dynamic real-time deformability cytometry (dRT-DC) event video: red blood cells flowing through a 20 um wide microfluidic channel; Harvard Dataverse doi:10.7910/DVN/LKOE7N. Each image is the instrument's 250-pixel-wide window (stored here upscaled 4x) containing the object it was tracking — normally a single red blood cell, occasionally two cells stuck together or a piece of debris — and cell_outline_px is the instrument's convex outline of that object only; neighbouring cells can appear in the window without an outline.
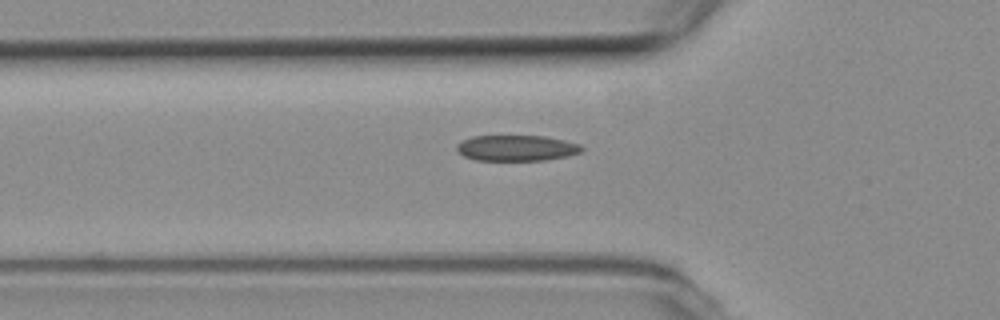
{"species": "common noctule bat (a hibernating species)", "species_latin": "Nyctalus noctula", "temperature_condition": "room temperature", "stored_images_in_passage": 29, "camera_frame_rate_fps": 3000, "um_per_image_px": 0.085, "animal": {"sex": "female", "body_mass_g": 19.3, "forearm_length_mm": 54.1}, "frame": {"image": 1, "passage_image": 6, "time_ms": 1.667, "image_size_px": [1000, 320], "cell_outline_px": [[584, 148], [580, 152], [568, 156], [544, 160], [476, 160], [464, 156], [456, 148], [456, 144], [472, 136], [544, 136], [564, 140], [580, 144]], "centroid_in_image_um": [43.92, 12.58], "position_along_channel_um": 81.9, "area_um2": 18.67}}
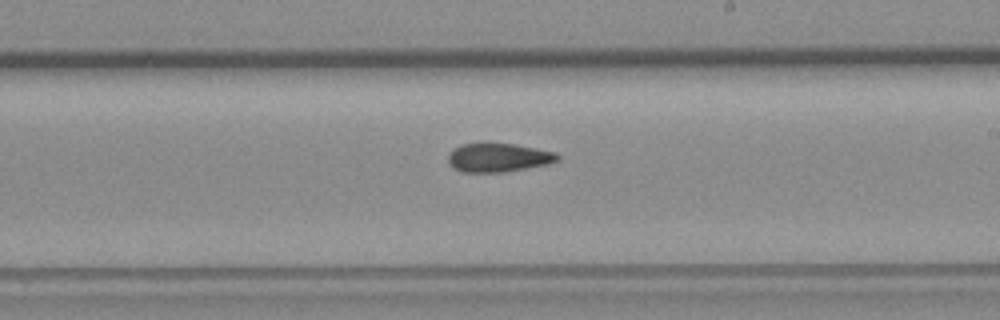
{"frame": {"image": 2, "passage_image": 19, "time_ms": 6.0, "image_size_px": [1000, 320], "cell_outline_px": [[560, 160], [548, 164], [504, 172], [464, 172], [456, 168], [448, 160], [448, 152], [452, 148], [460, 144], [512, 144], [556, 152], [560, 156]], "centroid_in_image_um": [42.37, 13.39], "position_along_channel_um": 246.6, "area_um2": 18.09}}
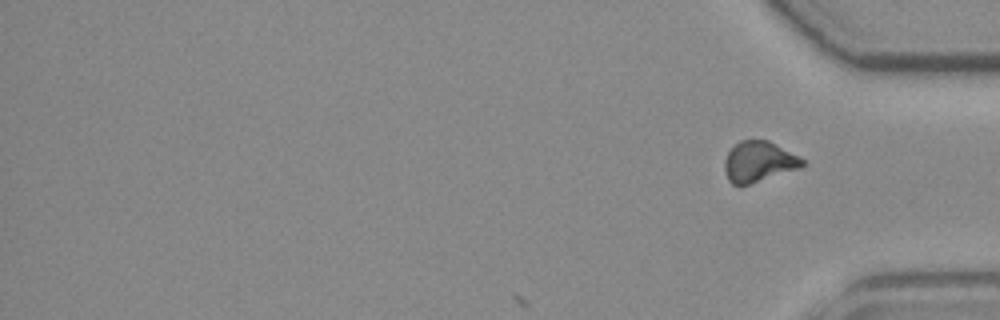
{"frame": {"image": 3, "passage_image": 29, "time_ms": 9.333, "image_size_px": [1000, 320], "cell_outline_px": [[804, 164], [800, 168], [748, 184], [732, 184], [728, 180], [724, 168], [724, 160], [728, 152], [740, 140], [768, 140], [800, 156], [804, 160]], "centroid_in_image_um": [64.5, 13.73], "position_along_channel_um": 370.7, "area_um2": 18.21}, "authors_computed_cell_mechanics": {"area_um2": 18.6116, "velocity_mm_per_s": 3.7889, "shape_relaxation_time_tau1_ms": null, "shape_relaxation_time_tau2_ms": 5.3688, "deformation_change_tau1": null, "deformation_change_tau2": 0.1276}}